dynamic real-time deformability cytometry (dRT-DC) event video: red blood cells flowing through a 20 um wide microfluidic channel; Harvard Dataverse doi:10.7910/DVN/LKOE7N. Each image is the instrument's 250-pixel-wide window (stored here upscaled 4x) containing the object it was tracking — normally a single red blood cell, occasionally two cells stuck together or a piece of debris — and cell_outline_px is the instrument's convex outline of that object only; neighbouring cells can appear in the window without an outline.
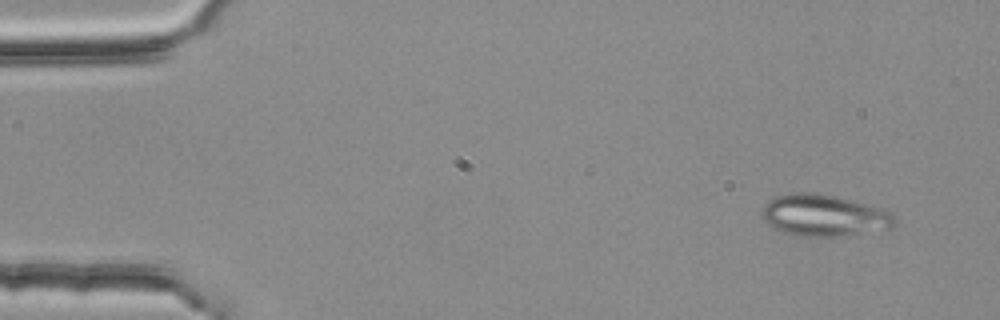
{"species": "common noctule bat (a hibernating species)", "species_latin": "Nyctalus noctula", "temperature_condition": "room temperature", "stored_images_in_passage": 5, "camera_frame_rate_fps": 3000, "um_per_image_px": 0.085, "animal": {"sex": "female", "body_mass_g": 25.1}, "frame": {"image": 1, "passage_image": 5, "time_ms": 1.333, "image_size_px": [1000, 320], "cell_outline_px": [[896, 224], [892, 228], [840, 236], [800, 236], [784, 232], [768, 224], [760, 216], [760, 212], [764, 204], [768, 200], [776, 196], [792, 192], [812, 192], [836, 196], [880, 208], [896, 216]], "centroid_in_image_um": [70.01, 18.3], "position_along_channel_um": 15.0, "area_um2": 32.19}}